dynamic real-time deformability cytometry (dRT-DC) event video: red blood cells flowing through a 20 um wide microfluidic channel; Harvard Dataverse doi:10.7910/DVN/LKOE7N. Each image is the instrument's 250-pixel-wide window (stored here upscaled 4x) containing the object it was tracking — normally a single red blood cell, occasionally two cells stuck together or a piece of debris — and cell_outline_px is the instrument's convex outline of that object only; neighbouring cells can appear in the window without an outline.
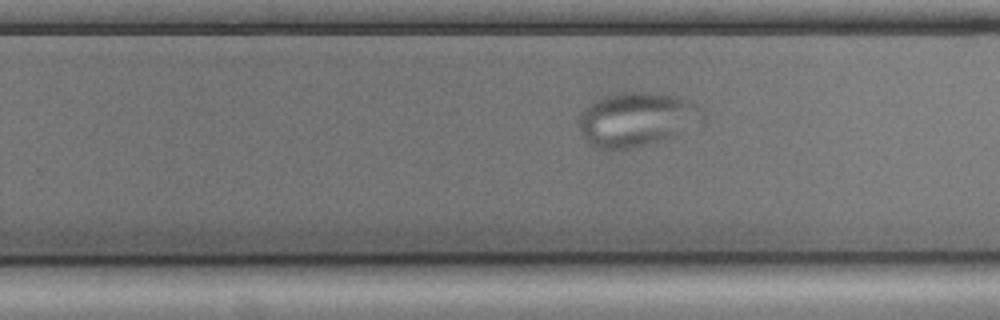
{"species": "common noctule bat (a hibernating species)", "species_latin": "Nyctalus noctula", "temperature_condition": "cold", "stored_images_in_passage": 49, "camera_frame_rate_fps": 3000, "um_per_image_px": 0.085, "animal": {"sex": "male", "body_mass_g": 17.9, "forearm_length_mm": 54.2}, "frame": {"image": 1, "passage_image": 27, "time_ms": 8.667, "image_size_px": [1000, 320], "cell_outline_px": [[692, 104], [672, 132], [668, 136], [632, 148], [596, 148], [588, 144], [580, 136], [576, 124], [584, 108], [592, 100], [604, 96], [624, 92], [644, 92], [672, 96], [684, 100]], "centroid_in_image_um": [53.55, 10.13], "position_along_channel_um": 276.2, "area_um2": 35.14}}